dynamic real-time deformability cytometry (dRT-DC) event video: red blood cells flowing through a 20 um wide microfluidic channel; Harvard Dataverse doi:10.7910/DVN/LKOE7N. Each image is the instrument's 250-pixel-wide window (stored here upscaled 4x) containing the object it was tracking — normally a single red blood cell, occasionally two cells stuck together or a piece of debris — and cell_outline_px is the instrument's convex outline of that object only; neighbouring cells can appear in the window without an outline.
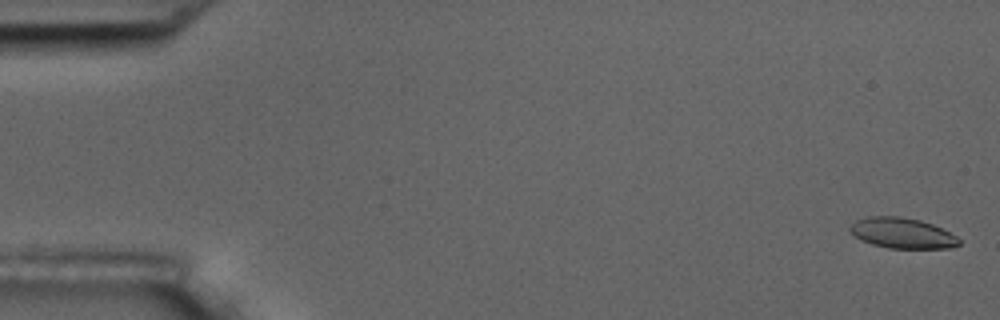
{"species": "common noctule bat (a hibernating species)", "species_latin": "Nyctalus noctula", "temperature_condition": "room temperature", "stored_images_in_passage": 9, "camera_frame_rate_fps": 3000, "um_per_image_px": 0.085, "animal": {"sex": "male", "body_mass_g": 17.5, "forearm_length_mm": 52.3}, "frame": {"image": 1, "passage_image": 1, "time_ms": 0.0, "image_size_px": [1000, 320], "cell_outline_px": [[960, 244], [952, 248], [888, 248], [872, 244], [860, 240], [848, 228], [856, 220], [868, 216], [900, 216], [920, 220], [932, 224], [956, 236], [960, 240]], "centroid_in_image_um": [76.68, 19.81], "position_along_channel_um": 8.3, "area_um2": 19.31}}
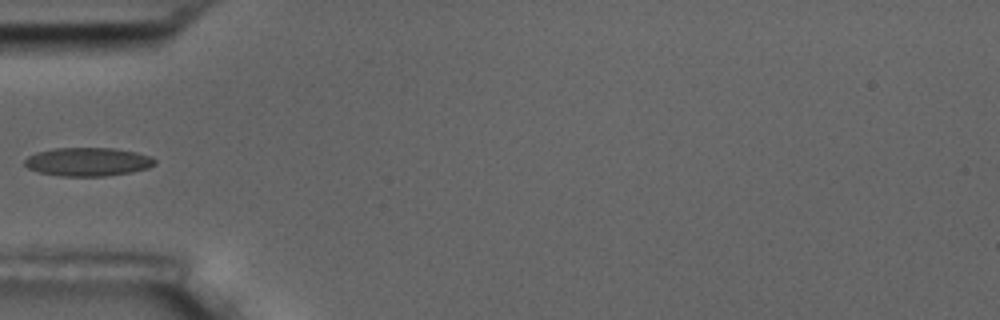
{"frame": {"image": 2, "passage_image": 6, "time_ms": 6.0, "image_size_px": [1000, 320], "cell_outline_px": [[156, 164], [148, 168], [132, 172], [104, 176], [60, 176], [40, 172], [28, 168], [24, 164], [24, 160], [28, 156], [36, 152], [52, 148], [112, 148], [136, 152], [152, 156], [156, 160]], "centroid_in_image_um": [7.48, 13.75], "position_along_channel_um": 77.5, "area_um2": 21.73}}
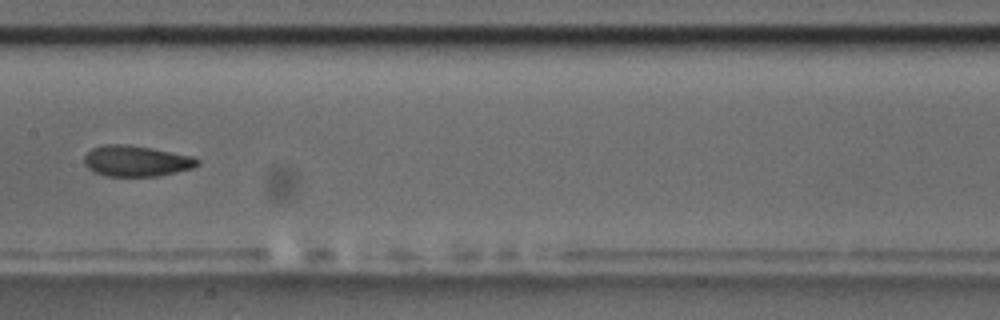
{"frame": {"image": 3, "passage_image": 9, "time_ms": 9.333, "image_size_px": [1000, 320], "cell_outline_px": [[200, 164], [192, 168], [176, 172], [156, 176], [104, 176], [88, 168], [84, 164], [84, 156], [92, 148], [104, 144], [128, 144], [152, 148], [192, 156], [200, 160]], "centroid_in_image_um": [11.58, 13.68], "position_along_channel_um": 195.8, "area_um2": 20.4}}